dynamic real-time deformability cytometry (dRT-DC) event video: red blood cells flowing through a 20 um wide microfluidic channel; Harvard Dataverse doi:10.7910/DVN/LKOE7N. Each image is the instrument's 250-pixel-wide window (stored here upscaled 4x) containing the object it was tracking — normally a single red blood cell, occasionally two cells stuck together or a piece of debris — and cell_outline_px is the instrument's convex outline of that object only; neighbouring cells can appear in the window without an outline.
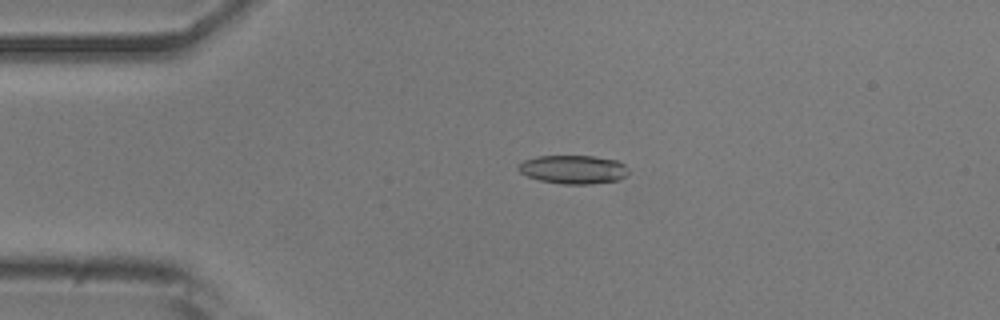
{"species": "common noctule bat (a hibernating species)", "species_latin": "Nyctalus noctula", "temperature_condition": "room temperature", "stored_images_in_passage": 28, "camera_frame_rate_fps": 3000, "um_per_image_px": 0.085, "animal": {"sex": "male", "body_mass_g": 20.5, "forearm_length_mm": 52.5}, "frame": {"image": 1, "passage_image": 12, "time_ms": 3.667, "image_size_px": [1000, 320], "cell_outline_px": [[628, 172], [620, 180], [592, 184], [560, 184], [540, 180], [528, 176], [520, 172], [516, 168], [524, 160], [536, 156], [592, 156], [616, 160], [624, 164], [628, 168]], "centroid_in_image_um": [48.73, 14.41], "position_along_channel_um": 36.3, "area_um2": 18.38}}
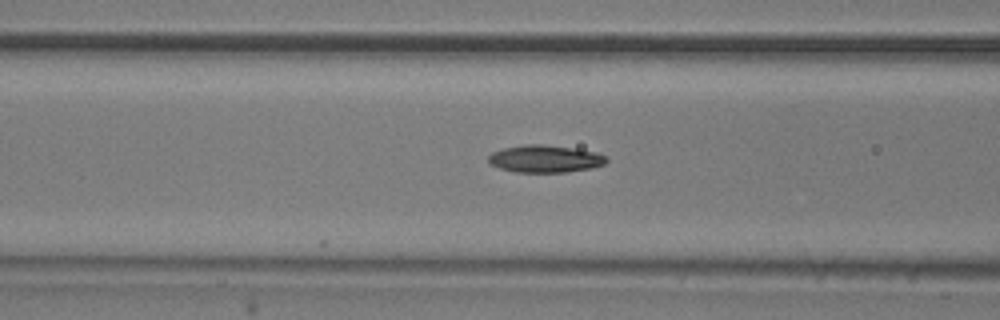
{"frame": {"image": 2, "passage_image": 21, "time_ms": 6.667, "image_size_px": [1000, 320], "cell_outline_px": [[608, 160], [604, 164], [592, 168], [568, 172], [516, 172], [500, 168], [492, 164], [488, 160], [488, 156], [492, 152], [504, 148], [524, 144], [544, 144], [572, 148], [596, 152], [604, 156]], "centroid_in_image_um": [46.33, 13.5], "position_along_channel_um": 120.3, "area_um2": 18.73}}
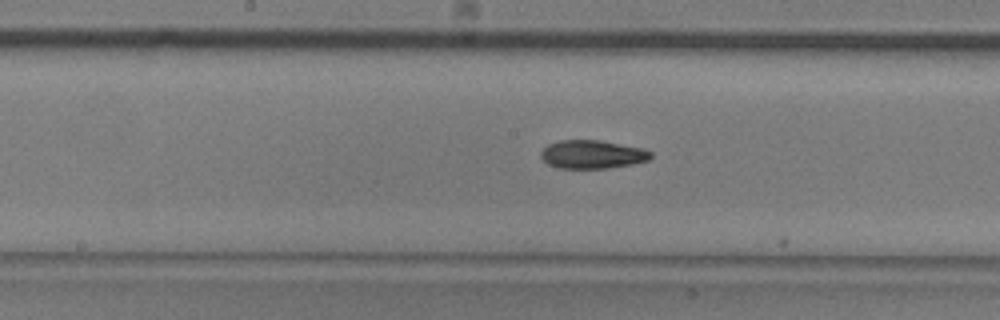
{"frame": {"image": 3, "passage_image": 27, "time_ms": 8.667, "image_size_px": [1000, 320], "cell_outline_px": [[652, 156], [648, 160], [632, 164], [608, 168], [560, 168], [548, 164], [540, 156], [540, 152], [548, 144], [560, 140], [600, 140], [644, 148], [652, 152]], "centroid_in_image_um": [50.36, 13.11], "position_along_channel_um": 197.8, "area_um2": 18.21}}